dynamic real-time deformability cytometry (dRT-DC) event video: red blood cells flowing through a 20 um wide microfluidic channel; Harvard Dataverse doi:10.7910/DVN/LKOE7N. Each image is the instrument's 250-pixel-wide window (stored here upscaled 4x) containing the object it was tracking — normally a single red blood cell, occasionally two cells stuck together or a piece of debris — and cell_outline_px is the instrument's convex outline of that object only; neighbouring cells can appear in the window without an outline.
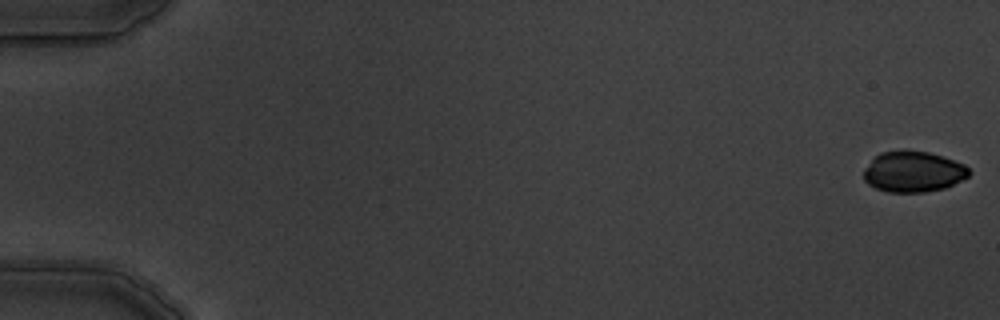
{"species": "common noctule bat (a hibernating species)", "species_latin": "Nyctalus noctula", "temperature_condition": "warm", "stored_images_in_passage": 6, "camera_frame_rate_fps": 3000, "um_per_image_px": 0.085, "animal": {"sex": "male", "body_mass_g": 19.5, "forearm_length_mm": 54.6}, "frame": {"image": 1, "passage_image": 1, "time_ms": 0.0, "image_size_px": [1000, 320], "cell_outline_px": [[972, 172], [968, 176], [944, 188], [924, 192], [888, 192], [876, 188], [868, 184], [864, 180], [864, 168], [880, 152], [904, 148], [908, 148], [928, 152], [964, 164]], "centroid_in_image_um": [77.59, 14.57], "position_along_channel_um": 7.4, "area_um2": 25.2}}
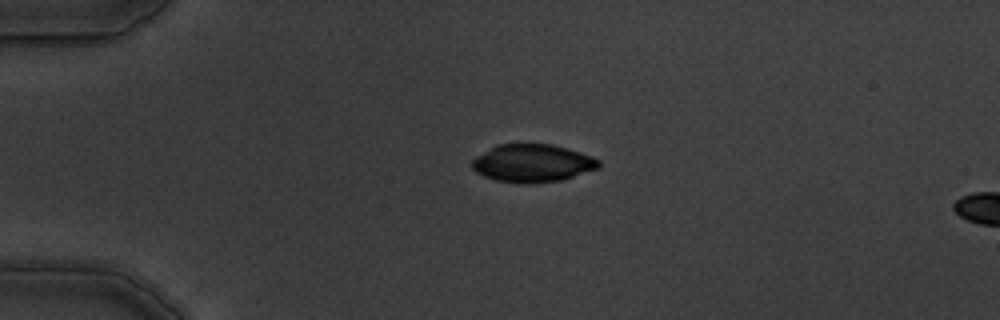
{"frame": {"image": 2, "passage_image": 4, "time_ms": 4.333, "image_size_px": [1000, 320], "cell_outline_px": [[600, 168], [560, 180], [536, 184], [520, 184], [496, 180], [484, 176], [476, 172], [472, 168], [472, 160], [476, 156], [496, 144], [552, 144], [568, 148], [592, 156], [600, 160]], "centroid_in_image_um": [45.26, 13.87], "position_along_channel_um": 39.7, "area_um2": 28.21}}